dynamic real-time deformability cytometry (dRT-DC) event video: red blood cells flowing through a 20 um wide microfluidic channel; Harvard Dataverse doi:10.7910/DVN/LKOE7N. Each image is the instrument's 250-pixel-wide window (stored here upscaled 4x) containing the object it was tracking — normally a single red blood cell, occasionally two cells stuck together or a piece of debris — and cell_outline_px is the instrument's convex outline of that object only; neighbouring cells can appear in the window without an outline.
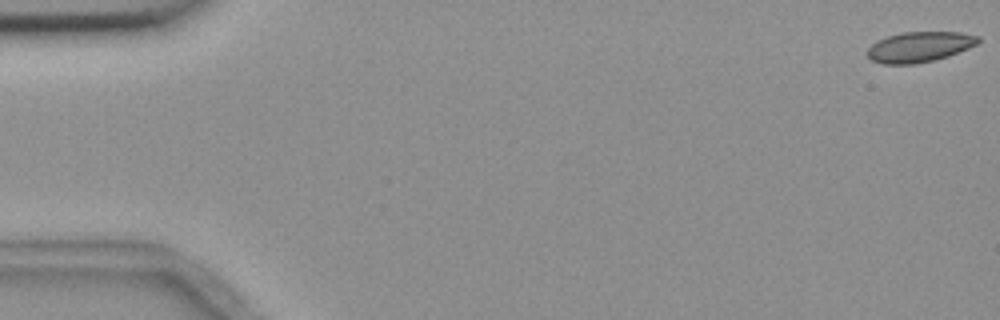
{"species": "common noctule bat (a hibernating species)", "species_latin": "Nyctalus noctula", "temperature_condition": "room temperature", "stored_images_in_passage": 10, "camera_frame_rate_fps": 3000, "um_per_image_px": 0.085, "animal": {"sex": "female", "body_mass_g": 18.4}, "frame": {"image": 1, "passage_image": 1, "time_ms": 0.0, "image_size_px": [1000, 320], "cell_outline_px": [[980, 40], [976, 44], [968, 48], [948, 56], [916, 64], [884, 64], [872, 60], [868, 56], [868, 48], [876, 40], [888, 36], [904, 32], [960, 32], [980, 36]], "centroid_in_image_um": [78.15, 3.98], "position_along_channel_um": 6.8, "area_um2": 19.48}}
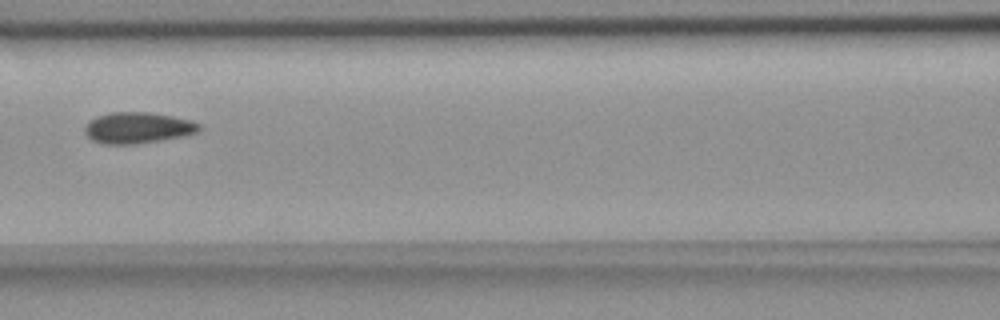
{"frame": {"image": 2, "passage_image": 7, "time_ms": 8.0, "image_size_px": [1000, 320], "cell_outline_px": [[200, 132], [184, 136], [136, 144], [104, 144], [92, 140], [84, 132], [84, 128], [96, 116], [112, 112], [148, 112], [172, 116], [192, 120], [200, 124]], "centroid_in_image_um": [11.74, 10.86], "position_along_channel_um": 154.9, "area_um2": 20.75}}
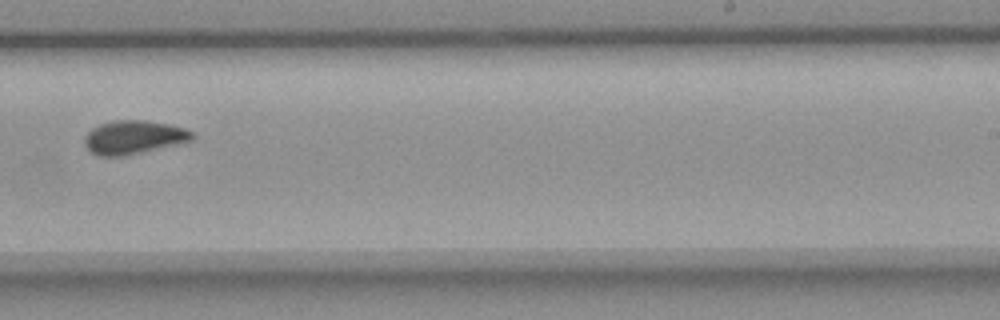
{"frame": {"image": 3, "passage_image": 10, "time_ms": 11.333, "image_size_px": [1000, 320], "cell_outline_px": [[192, 140], [140, 152], [120, 156], [96, 156], [84, 144], [84, 136], [92, 128], [100, 124], [112, 120], [144, 120], [168, 124], [184, 128], [192, 132]], "centroid_in_image_um": [11.3, 11.65], "position_along_channel_um": 277.7, "area_um2": 20.69}}